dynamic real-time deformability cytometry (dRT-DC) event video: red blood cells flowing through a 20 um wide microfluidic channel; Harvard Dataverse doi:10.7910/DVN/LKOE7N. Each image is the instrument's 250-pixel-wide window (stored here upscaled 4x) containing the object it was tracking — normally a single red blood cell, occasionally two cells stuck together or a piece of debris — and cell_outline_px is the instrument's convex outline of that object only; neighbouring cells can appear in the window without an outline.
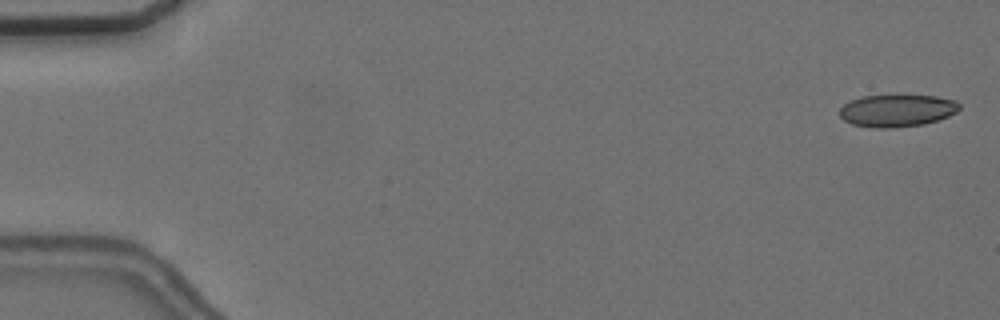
{"species": "common noctule bat (a hibernating species)", "species_latin": "Nyctalus noctula", "temperature_condition": "cold", "stored_images_in_passage": 53, "camera_frame_rate_fps": 3000, "um_per_image_px": 0.085, "animal": {"sex": "female", "body_mass_g": 24.6, "forearm_length_mm": 56.2}, "frame": {"image": 1, "passage_image": 2, "time_ms": 0.333, "image_size_px": [1000, 320], "cell_outline_px": [[960, 108], [956, 112], [948, 116], [924, 124], [892, 128], [872, 128], [852, 124], [844, 120], [840, 116], [840, 108], [844, 104], [860, 96], [896, 92], [936, 96], [956, 100], [960, 104]], "centroid_in_image_um": [76.24, 9.34], "position_along_channel_um": 8.8, "area_um2": 23.52}}
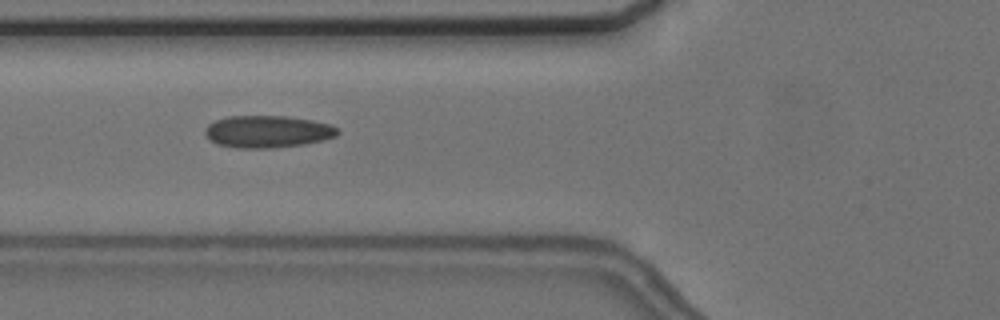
{"frame": {"image": 2, "passage_image": 22, "time_ms": 7.0, "image_size_px": [1000, 320], "cell_outline_px": [[340, 132], [336, 136], [324, 140], [304, 144], [272, 148], [236, 148], [216, 144], [204, 132], [204, 128], [208, 124], [216, 120], [228, 116], [284, 116], [312, 120], [332, 124], [340, 128]], "centroid_in_image_um": [22.78, 11.18], "position_along_channel_um": 103.0, "area_um2": 25.03}}
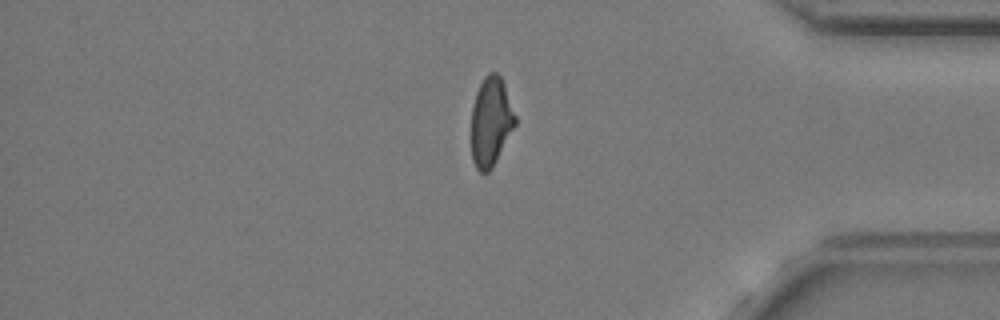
{"frame": {"image": 3, "passage_image": 48, "time_ms": 15.667, "image_size_px": [1000, 320], "cell_outline_px": [[516, 124], [492, 168], [488, 172], [480, 172], [476, 168], [472, 160], [472, 104], [476, 92], [484, 76], [488, 72], [496, 72], [500, 76], [504, 84], [516, 116]], "centroid_in_image_um": [41.72, 10.33], "position_along_channel_um": 393.5, "area_um2": 22.72}, "authors_computed_cell_mechanics": {"area_um2": 23.698, "velocity_mm_per_s": 3.6346, "shape_relaxation_time_tau1_ms": null, "shape_relaxation_time_tau2_ms": 1.5887, "deformation_change_tau1": null, "deformation_change_tau2": 0.0976}}